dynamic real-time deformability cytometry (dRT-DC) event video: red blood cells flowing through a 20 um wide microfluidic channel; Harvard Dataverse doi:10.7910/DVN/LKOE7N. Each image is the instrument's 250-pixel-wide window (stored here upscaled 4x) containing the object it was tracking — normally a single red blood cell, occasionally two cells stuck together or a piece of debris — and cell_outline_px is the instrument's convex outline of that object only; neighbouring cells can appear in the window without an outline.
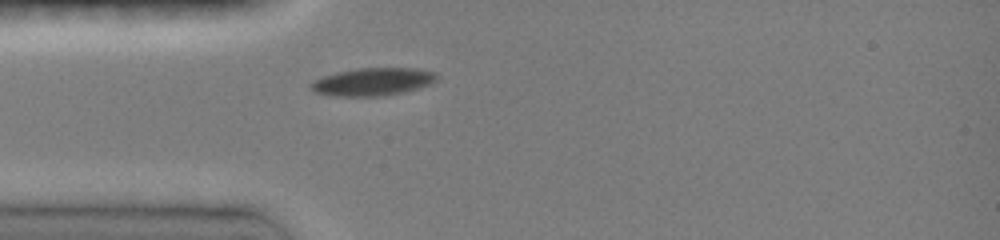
{"species": "common noctule bat (a hibernating species)", "species_latin": "Nyctalus noctula", "temperature_condition": "room temperature", "stored_images_in_passage": 10, "camera_frame_rate_fps": 3000, "um_per_image_px": 0.085, "animal": {"sex": "female", "body_mass_g": 19.0, "forearm_length_mm": 51.5}, "frame": {"image": 1, "passage_image": 1, "time_ms": 0.0, "image_size_px": [1000, 240], "cell_outline_px": [[436, 80], [432, 84], [420, 88], [404, 92], [384, 96], [332, 96], [316, 92], [308, 84], [324, 76], [336, 72], [356, 68], [416, 68], [436, 72]], "centroid_in_image_um": [31.72, 6.95], "position_along_channel_um": 53.3, "area_um2": 20.46}}
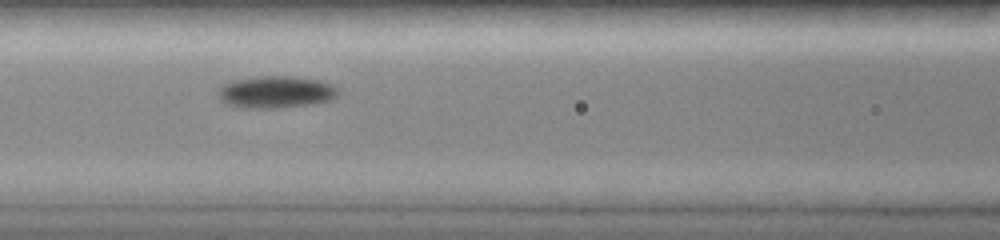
{"frame": {"image": 2, "passage_image": 5, "time_ms": 2.333, "image_size_px": [1000, 240], "cell_outline_px": [[336, 96], [332, 100], [312, 104], [280, 108], [244, 108], [224, 104], [220, 100], [216, 92], [224, 84], [232, 80], [260, 76], [296, 76], [320, 80], [332, 84], [336, 88]], "centroid_in_image_um": [23.41, 7.82], "position_along_channel_um": 143.2, "area_um2": 22.72}}